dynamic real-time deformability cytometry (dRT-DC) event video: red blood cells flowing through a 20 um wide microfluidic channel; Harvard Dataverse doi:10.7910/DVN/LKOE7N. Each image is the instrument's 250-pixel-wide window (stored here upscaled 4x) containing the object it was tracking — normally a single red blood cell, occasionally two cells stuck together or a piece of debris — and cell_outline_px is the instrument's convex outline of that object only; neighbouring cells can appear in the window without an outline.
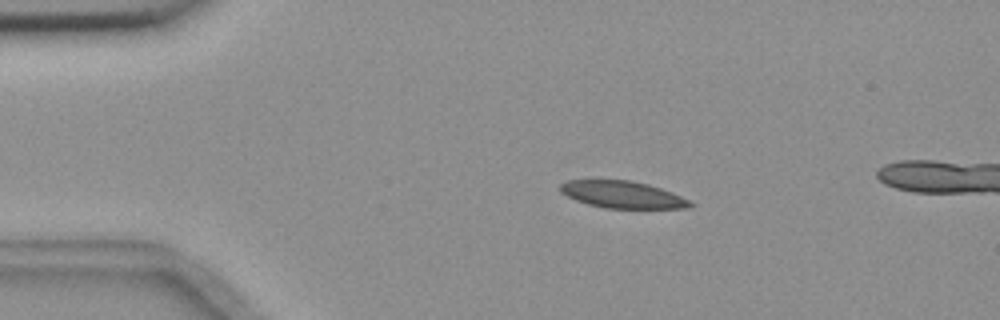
{"species": "common noctule bat (a hibernating species)", "species_latin": "Nyctalus noctula", "temperature_condition": "room temperature", "stored_images_in_passage": 16, "camera_frame_rate_fps": 3000, "um_per_image_px": 0.085, "animal": {"sex": "female", "body_mass_g": 18.4}, "frame": {"image": 1, "passage_image": 10, "time_ms": 3.0, "image_size_px": [1000, 320], "cell_outline_px": [[696, 204], [692, 208], [604, 208], [588, 204], [576, 200], [560, 192], [560, 184], [568, 180], [632, 180], [648, 184], [672, 192], [692, 200]], "centroid_in_image_um": [52.97, 16.54], "position_along_channel_um": 32.0, "area_um2": 20.63}}